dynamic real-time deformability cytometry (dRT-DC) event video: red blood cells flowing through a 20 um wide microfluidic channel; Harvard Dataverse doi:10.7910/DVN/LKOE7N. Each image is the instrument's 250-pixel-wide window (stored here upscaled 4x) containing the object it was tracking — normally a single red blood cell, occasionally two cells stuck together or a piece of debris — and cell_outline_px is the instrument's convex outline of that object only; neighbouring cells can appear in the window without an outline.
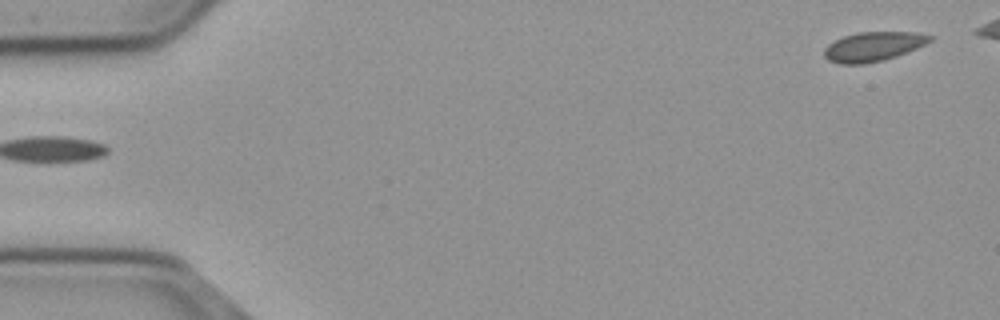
{"species": "common noctule bat (a hibernating species)", "species_latin": "Nyctalus noctula", "temperature_condition": "cold", "stored_images_in_passage": 30, "camera_frame_rate_fps": 3000, "um_per_image_px": 0.085, "animal": {"sex": "male", "body_mass_g": 23.1, "forearm_length_mm": 52.7}, "frame": {"image": 1, "passage_image": 1, "time_ms": 0.0, "image_size_px": [1000, 320], "cell_outline_px": [[936, 36], [932, 40], [916, 48], [896, 56], [884, 60], [864, 64], [840, 64], [828, 60], [824, 56], [824, 48], [828, 44], [844, 36], [856, 32], [916, 32]], "centroid_in_image_um": [74.23, 3.95], "position_along_channel_um": 10.8, "area_um2": 18.15}}
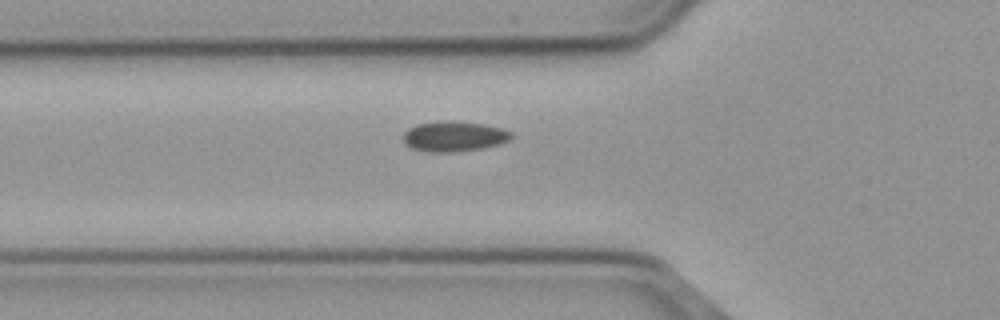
{"frame": {"image": 2, "passage_image": 18, "time_ms": 5.667, "image_size_px": [1000, 320], "cell_outline_px": [[512, 136], [508, 140], [500, 144], [480, 148], [452, 152], [432, 152], [412, 148], [404, 140], [404, 132], [408, 128], [416, 124], [444, 120], [448, 120], [484, 124], [500, 128], [512, 132]], "centroid_in_image_um": [38.59, 11.57], "position_along_channel_um": 87.2, "area_um2": 18.84}}
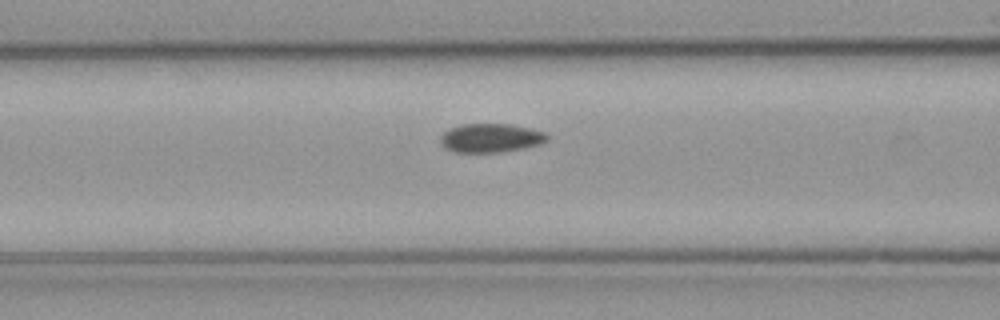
{"frame": {"image": 3, "passage_image": 21, "time_ms": 6.667, "image_size_px": [1000, 320], "cell_outline_px": [[548, 140], [540, 144], [524, 148], [496, 152], [456, 152], [444, 148], [440, 144], [440, 136], [444, 132], [460, 124], [508, 124], [532, 128], [548, 132]], "centroid_in_image_um": [41.73, 11.72], "position_along_channel_um": 124.9, "area_um2": 18.03}}